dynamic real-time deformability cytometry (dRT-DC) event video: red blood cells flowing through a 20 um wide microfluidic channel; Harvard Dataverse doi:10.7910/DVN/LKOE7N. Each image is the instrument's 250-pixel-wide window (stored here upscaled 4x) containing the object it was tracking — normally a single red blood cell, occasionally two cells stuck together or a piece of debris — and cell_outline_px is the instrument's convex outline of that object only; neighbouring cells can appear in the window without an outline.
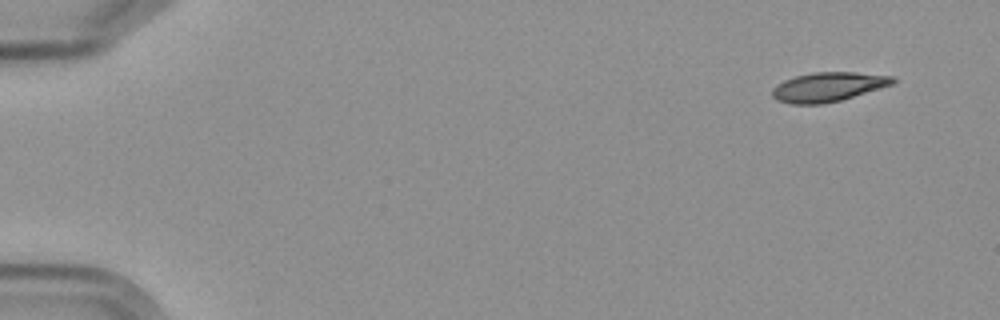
{"species": "Egyptian fruit bat (a non-hibernating species)", "species_latin": "Rousettus aegyptiacus", "temperature_condition": "cold", "stored_images_in_passage": 7, "segment_of_instrument_passage": [2, 2], "camera_frame_rate_fps": 3000, "um_per_image_px": 0.085, "frame": {"image": 1, "passage_image": 7, "time_ms": 7.0, "image_size_px": [1000, 320], "cell_outline_px": [[896, 80], [892, 84], [840, 100], [820, 104], [792, 104], [776, 100], [772, 96], [772, 88], [776, 84], [784, 80], [796, 76], [812, 72], [856, 72], [892, 76]], "centroid_in_image_um": [70.33, 7.38], "position_along_channel_um": 14.7, "area_um2": 20.4}}